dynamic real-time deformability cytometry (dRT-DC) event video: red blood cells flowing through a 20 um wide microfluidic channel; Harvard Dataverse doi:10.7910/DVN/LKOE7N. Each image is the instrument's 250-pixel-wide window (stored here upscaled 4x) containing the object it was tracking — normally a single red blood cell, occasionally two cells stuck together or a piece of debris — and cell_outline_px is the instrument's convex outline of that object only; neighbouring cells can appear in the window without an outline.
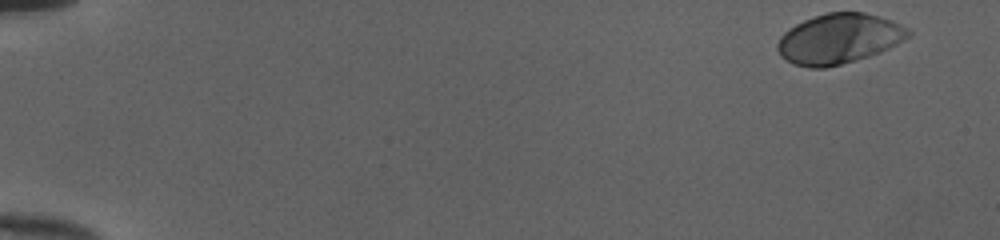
{"species": "human", "species_latin": "Homo sapiens", "temperature_condition": "cold", "stored_images_in_passage": 50, "camera_frame_rate_fps": 3000, "um_per_image_px": 0.085, "donor": {"sex": "female"}, "frame": {"image": 1, "passage_image": 1, "time_ms": 0.0, "image_size_px": [1000, 240], "cell_outline_px": [[912, 36], [880, 52], [856, 60], [824, 68], [812, 68], [792, 64], [780, 56], [776, 48], [776, 44], [780, 36], [788, 28], [804, 20], [828, 12], [864, 12], [888, 20], [912, 32]], "centroid_in_image_um": [71.25, 3.31], "position_along_channel_um": 13.8, "area_um2": 37.86}}
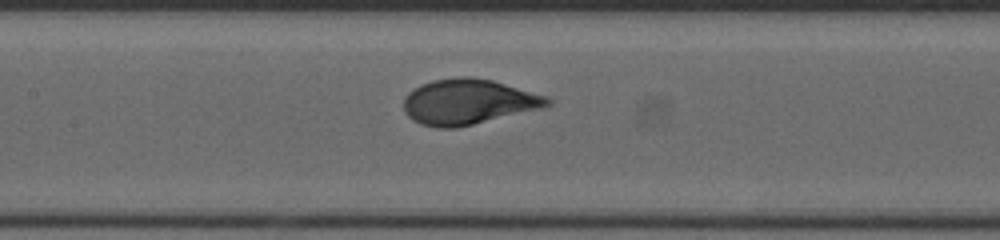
{"frame": {"image": 2, "passage_image": 25, "time_ms": 8.0, "image_size_px": [1000, 240], "cell_outline_px": [[552, 104], [544, 108], [456, 128], [436, 128], [420, 124], [412, 120], [404, 112], [404, 96], [408, 92], [420, 84], [432, 80], [460, 76], [472, 76], [492, 80], [548, 96], [552, 100]], "centroid_in_image_um": [39.8, 8.65], "position_along_channel_um": 167.6, "area_um2": 38.44}}
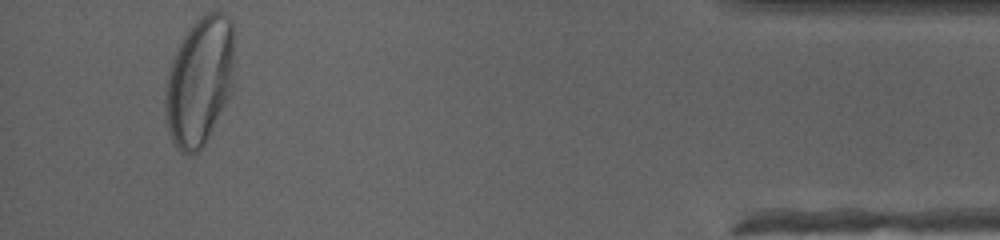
{"frame": {"image": 3, "passage_image": 48, "time_ms": 15.667, "image_size_px": [1000, 240], "cell_outline_px": [[236, 88], [204, 144], [192, 156], [188, 156], [180, 152], [176, 148], [168, 132], [164, 120], [164, 88], [168, 72], [172, 60], [188, 28], [196, 20], [208, 12], [224, 12], [232, 20], [236, 80]], "centroid_in_image_um": [16.99, 6.94], "position_along_channel_um": 418.2, "area_um2": 53.47}, "authors_computed_cell_mechanics": {"area_um2": 37.8012, "velocity_mm_per_s": 3.9905, "shape_relaxation_time_tau1_ms": 3.3106, "shape_relaxation_time_tau2_ms": null, "deformation_change_tau1": 0.1905, "deformation_change_tau2": null}}